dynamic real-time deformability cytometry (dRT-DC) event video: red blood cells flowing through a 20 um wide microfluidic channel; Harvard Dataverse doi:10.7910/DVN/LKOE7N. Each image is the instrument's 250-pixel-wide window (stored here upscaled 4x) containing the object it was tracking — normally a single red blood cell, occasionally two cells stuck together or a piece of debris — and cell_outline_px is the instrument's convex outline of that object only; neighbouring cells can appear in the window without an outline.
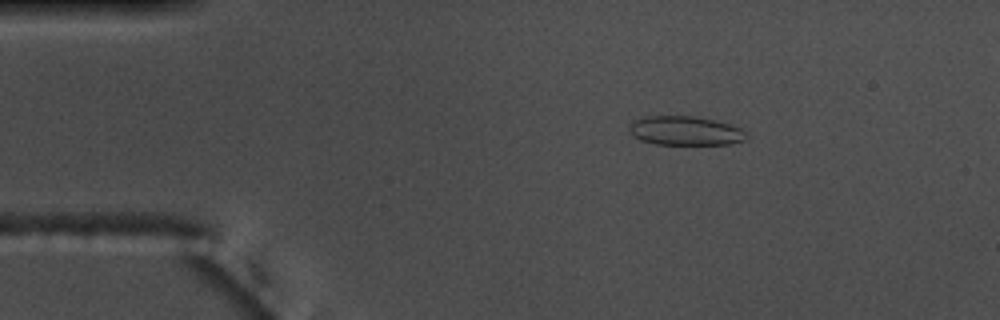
{"species": "common noctule bat (a hibernating species)", "species_latin": "Nyctalus noctula", "temperature_condition": "warm", "stored_images_in_passage": 54, "camera_frame_rate_fps": 3000, "um_per_image_px": 0.085, "animal": {"sex": "male", "body_mass_g": 17.5, "forearm_length_mm": 52.3}, "frame": {"image": 1, "passage_image": 9, "time_ms": 2.667, "image_size_px": [1000, 320], "cell_outline_px": [[748, 136], [744, 140], [728, 144], [656, 144], [640, 140], [632, 136], [628, 132], [628, 124], [636, 120], [648, 116], [692, 116], [732, 124], [740, 128]], "centroid_in_image_um": [58.2, 11.12], "position_along_channel_um": 26.8, "area_um2": 19.83}}
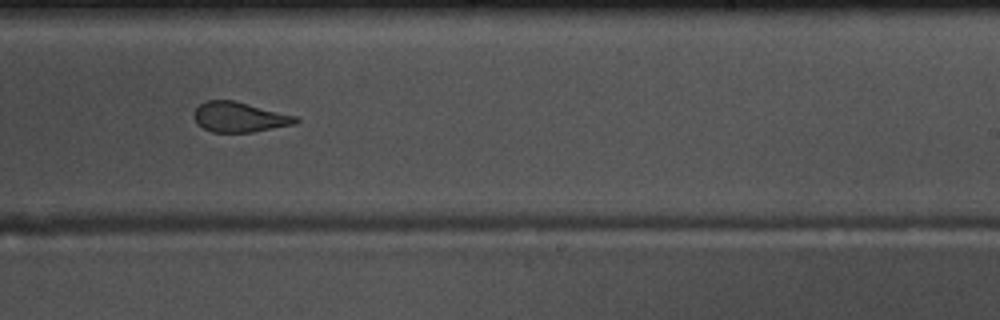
{"frame": {"image": 2, "passage_image": 33, "time_ms": 10.667, "image_size_px": [1000, 320], "cell_outline_px": [[300, 120], [296, 124], [252, 132], [212, 132], [196, 124], [192, 116], [196, 108], [200, 104], [208, 100], [232, 100], [296, 116]], "centroid_in_image_um": [20.32, 9.96], "position_along_channel_um": 268.7, "area_um2": 17.74}}
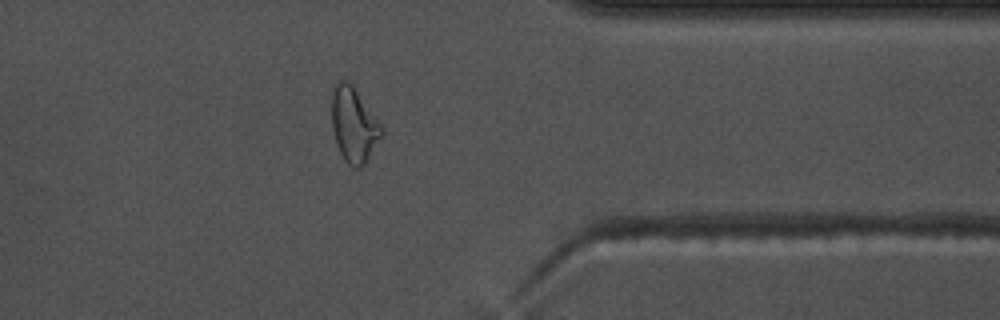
{"frame": {"image": 3, "passage_image": 43, "time_ms": 14.0, "image_size_px": [1000, 320], "cell_outline_px": [[384, 136], [364, 164], [360, 168], [352, 168], [344, 160], [336, 144], [332, 128], [332, 92], [336, 84], [340, 80], [348, 80], [352, 84], [384, 128]], "centroid_in_image_um": [30.1, 10.64], "position_along_channel_um": 381.3, "area_um2": 21.96}, "authors_computed_cell_mechanics": {"area_um2": 19.8543, "velocity_mm_per_s": 3.7379, "shape_relaxation_time_tau1_ms": null, "shape_relaxation_time_tau2_ms": 1.2625, "deformation_change_tau1": null, "deformation_change_tau2": 0.0642}}